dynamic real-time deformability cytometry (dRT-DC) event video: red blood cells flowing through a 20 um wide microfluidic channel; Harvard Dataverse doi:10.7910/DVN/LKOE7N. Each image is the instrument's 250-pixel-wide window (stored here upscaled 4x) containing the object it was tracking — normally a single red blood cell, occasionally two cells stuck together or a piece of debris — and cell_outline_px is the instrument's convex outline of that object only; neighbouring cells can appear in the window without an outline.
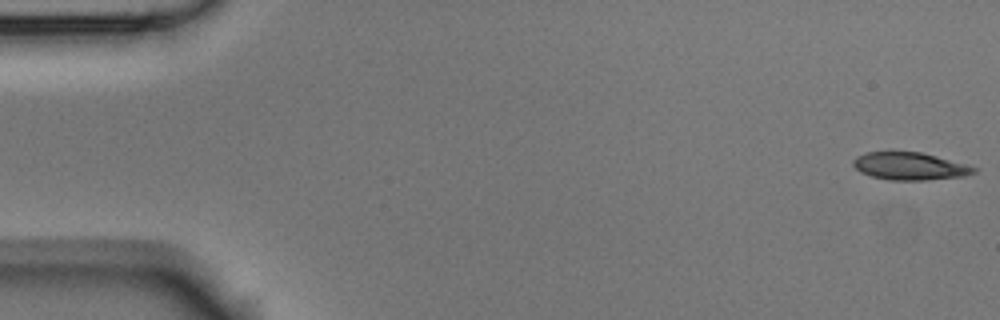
{"species": "Egyptian fruit bat (a non-hibernating species)", "species_latin": "Rousettus aegyptiacus", "temperature_condition": "room temperature", "stored_images_in_passage": 53, "camera_frame_rate_fps": 3000, "um_per_image_px": 0.085, "animal": {"sex": "male"}, "frame": {"image": 1, "passage_image": 1, "time_ms": 0.0, "image_size_px": [1000, 320], "cell_outline_px": [[980, 168], [976, 172], [964, 176], [928, 180], [888, 180], [872, 176], [860, 172], [852, 164], [852, 160], [856, 156], [864, 152], [892, 148], [920, 152], [936, 156]], "centroid_in_image_um": [77.27, 14.08], "position_along_channel_um": 7.7, "area_um2": 20.23}}
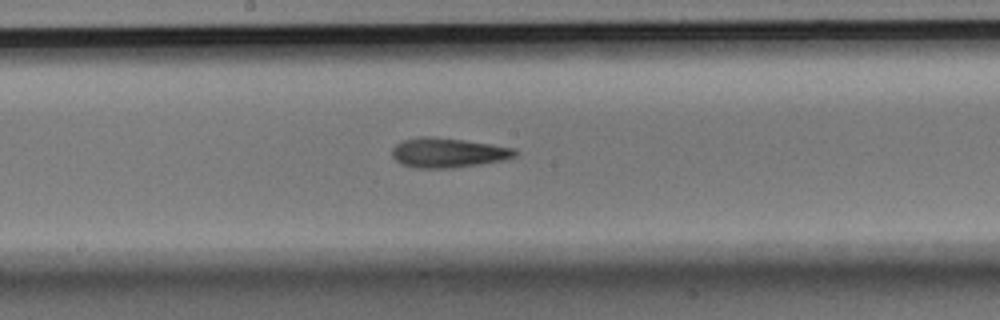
{"frame": {"image": 2, "passage_image": 28, "time_ms": 9.0, "image_size_px": [1000, 320], "cell_outline_px": [[520, 152], [516, 156], [504, 160], [480, 164], [452, 168], [416, 168], [400, 164], [392, 156], [392, 148], [396, 144], [404, 140], [420, 136], [428, 136], [464, 140], [492, 144], [516, 148]], "centroid_in_image_um": [38.11, 12.98], "position_along_channel_um": 210.1, "area_um2": 21.44}}
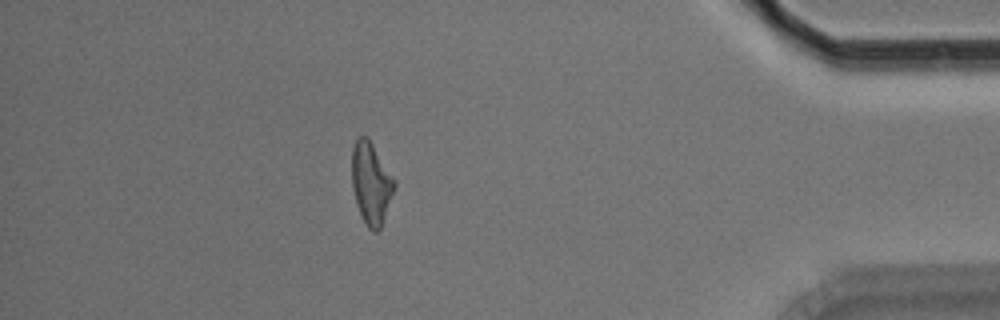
{"frame": {"image": 3, "passage_image": 47, "time_ms": 15.333, "image_size_px": [1000, 320], "cell_outline_px": [[396, 184], [380, 228], [376, 232], [372, 232], [368, 228], [356, 204], [352, 188], [352, 148], [356, 140], [360, 136], [368, 136], [396, 180]], "centroid_in_image_um": [31.54, 15.54], "position_along_channel_um": 403.7, "area_um2": 20.23}, "authors_computed_cell_mechanics": {"area_um2": 20.3456, "velocity_mm_per_s": 3.7536, "shape_relaxation_time_tau1_ms": 6.5198, "shape_relaxation_time_tau2_ms": 4.5844, "deformation_change_tau1": 0.1937, "deformation_change_tau2": 0.1639}}